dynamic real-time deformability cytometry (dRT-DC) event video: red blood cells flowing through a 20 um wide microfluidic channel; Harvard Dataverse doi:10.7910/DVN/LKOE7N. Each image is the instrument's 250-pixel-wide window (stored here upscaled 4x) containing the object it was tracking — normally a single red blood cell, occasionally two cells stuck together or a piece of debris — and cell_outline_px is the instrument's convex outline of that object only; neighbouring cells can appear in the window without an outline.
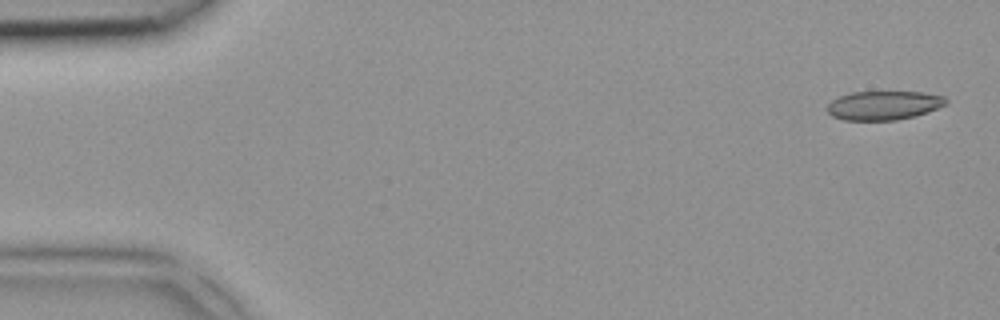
{"species": "common noctule bat (a hibernating species)", "species_latin": "Nyctalus noctula", "temperature_condition": "room temperature", "stored_images_in_passage": 2, "segment_of_instrument_passage": [2, 2], "camera_frame_rate_fps": 3000, "um_per_image_px": 0.085, "animal": {"sex": "female", "body_mass_g": 18.4}, "frame": {"image": 1, "passage_image": 2, "time_ms": 0.333, "image_size_px": [1000, 320], "cell_outline_px": [[948, 104], [912, 116], [896, 120], [844, 120], [832, 116], [828, 112], [828, 104], [832, 100], [840, 96], [852, 92], [924, 92], [944, 96], [948, 100]], "centroid_in_image_um": [75.11, 8.95], "position_along_channel_um": 9.9, "area_um2": 19.83}}